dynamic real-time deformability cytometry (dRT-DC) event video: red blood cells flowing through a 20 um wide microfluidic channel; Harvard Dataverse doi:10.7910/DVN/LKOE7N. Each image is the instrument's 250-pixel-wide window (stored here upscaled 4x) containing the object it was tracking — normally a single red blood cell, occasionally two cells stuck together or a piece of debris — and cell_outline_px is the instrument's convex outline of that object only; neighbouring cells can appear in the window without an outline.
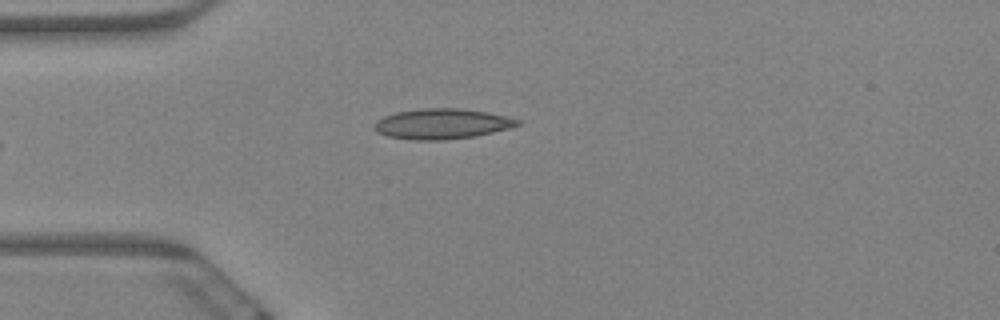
{"species": "Egyptian fruit bat (a non-hibernating species)", "species_latin": "Rousettus aegyptiacus", "temperature_condition": "warm", "stored_images_in_passage": 7, "camera_frame_rate_fps": 3000, "um_per_image_px": 0.085, "animal": {"sex": "female"}, "frame": {"image": 1, "passage_image": 7, "time_ms": 2.0, "image_size_px": [1000, 320], "cell_outline_px": [[520, 124], [508, 128], [476, 136], [444, 140], [412, 140], [388, 136], [376, 132], [376, 120], [384, 116], [396, 112], [424, 108], [460, 108], [488, 112], [520, 120]], "centroid_in_image_um": [37.55, 10.52], "position_along_channel_um": 47.4, "area_um2": 25.14}}